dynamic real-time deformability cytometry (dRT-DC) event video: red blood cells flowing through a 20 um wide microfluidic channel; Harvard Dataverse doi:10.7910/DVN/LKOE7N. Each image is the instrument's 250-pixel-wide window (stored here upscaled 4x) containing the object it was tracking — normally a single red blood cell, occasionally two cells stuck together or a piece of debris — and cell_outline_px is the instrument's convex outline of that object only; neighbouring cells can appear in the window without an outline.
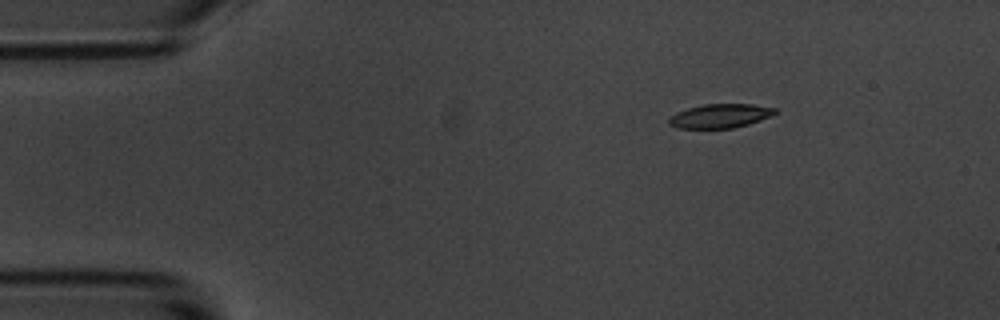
{"species": "common noctule bat (a hibernating species)", "species_latin": "Nyctalus noctula", "temperature_condition": "room temperature", "stored_images_in_passage": 13, "camera_frame_rate_fps": 3000, "um_per_image_px": 0.085, "animal": {"sex": "male", "body_mass_g": 20.1, "forearm_length_mm": 53.5}, "frame": {"image": 1, "passage_image": 3, "time_ms": 2.333, "image_size_px": [1000, 320], "cell_outline_px": [[776, 112], [760, 120], [748, 124], [732, 128], [676, 128], [668, 124], [668, 120], [676, 112], [688, 108], [704, 104], [752, 104], [776, 108]], "centroid_in_image_um": [61.17, 9.85], "position_along_channel_um": 23.8, "area_um2": 14.68}}
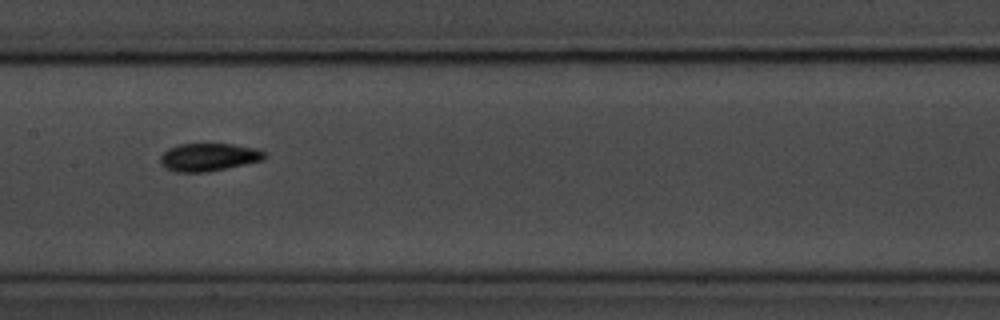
{"frame": {"image": 2, "passage_image": 8, "time_ms": 9.0, "image_size_px": [1000, 320], "cell_outline_px": [[268, 156], [264, 160], [208, 172], [176, 172], [164, 168], [160, 164], [160, 156], [168, 148], [180, 144], [232, 144], [256, 148], [264, 152]], "centroid_in_image_um": [17.73, 13.36], "position_along_channel_um": 189.7, "area_um2": 17.05}, "authors_computed_cell_mechanics": {"area_um2": 16.7042, "velocity_mm_per_s": 3.4992, "shape_relaxation_time_tau1_ms": 3.3176, "shape_relaxation_time_tau2_ms": 7.3532, "deformation_change_tau1": 0.1251, "deformation_change_tau2": 0.1253}}